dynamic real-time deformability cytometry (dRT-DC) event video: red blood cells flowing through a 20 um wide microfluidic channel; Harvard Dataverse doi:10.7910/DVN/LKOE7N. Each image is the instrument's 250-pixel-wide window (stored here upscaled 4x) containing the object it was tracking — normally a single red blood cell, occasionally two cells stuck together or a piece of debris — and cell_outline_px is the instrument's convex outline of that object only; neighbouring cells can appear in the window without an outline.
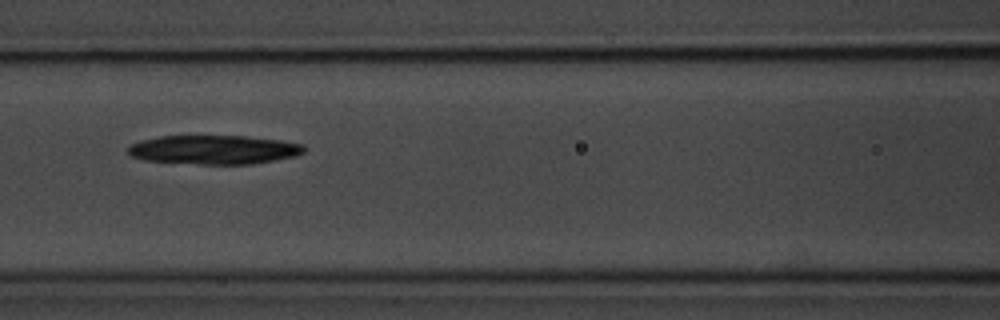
{"species": "common noctule bat (a hibernating species)", "species_latin": "Nyctalus noctula", "temperature_condition": "room temperature", "stored_images_in_passage": 7, "camera_frame_rate_fps": 3000, "um_per_image_px": 0.085, "animal": {"sex": "male", "body_mass_g": 20.1, "forearm_length_mm": 53.5}, "frame": {"image": 1, "passage_image": 5, "time_ms": 5.667, "image_size_px": [1000, 320], "cell_outline_px": [[304, 152], [296, 156], [252, 164], [200, 164], [144, 160], [132, 156], [128, 152], [128, 148], [132, 144], [140, 140], [160, 136], [244, 136], [280, 140], [304, 144]], "centroid_in_image_um": [18.2, 12.72], "position_along_channel_um": 148.4, "area_um2": 29.65}}